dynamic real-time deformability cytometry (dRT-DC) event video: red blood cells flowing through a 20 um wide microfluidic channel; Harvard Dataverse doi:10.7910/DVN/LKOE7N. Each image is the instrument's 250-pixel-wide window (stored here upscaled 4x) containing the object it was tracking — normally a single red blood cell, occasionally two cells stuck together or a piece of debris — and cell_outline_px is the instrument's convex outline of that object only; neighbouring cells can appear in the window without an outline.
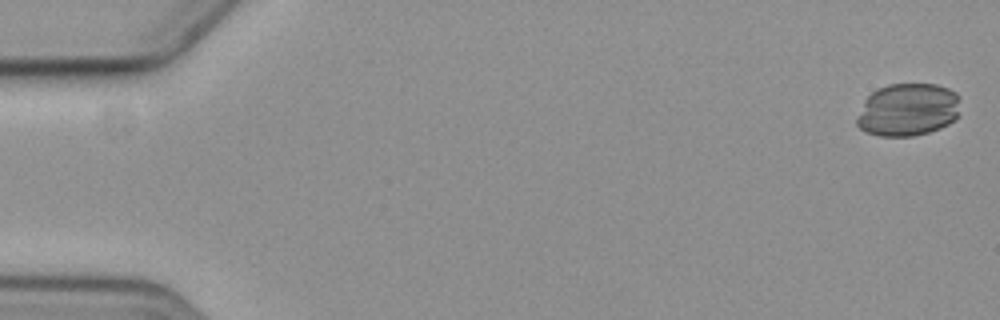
{"species": "common noctule bat (a hibernating species)", "species_latin": "Nyctalus noctula", "temperature_condition": "cold", "stored_images_in_passage": 6, "camera_frame_rate_fps": 3000, "um_per_image_px": 0.085, "animal": {"sex": "female", "body_mass_g": 19.3, "forearm_length_mm": 54.1}, "frame": {"image": 1, "passage_image": 1, "time_ms": 0.0, "image_size_px": [1000, 320], "cell_outline_px": [[960, 116], [956, 120], [940, 128], [928, 132], [912, 136], [880, 136], [864, 132], [856, 124], [856, 120], [864, 100], [872, 92], [888, 84], [936, 84], [948, 88], [956, 92], [960, 96]], "centroid_in_image_um": [77.21, 9.33], "position_along_channel_um": 7.8, "area_um2": 32.25}}